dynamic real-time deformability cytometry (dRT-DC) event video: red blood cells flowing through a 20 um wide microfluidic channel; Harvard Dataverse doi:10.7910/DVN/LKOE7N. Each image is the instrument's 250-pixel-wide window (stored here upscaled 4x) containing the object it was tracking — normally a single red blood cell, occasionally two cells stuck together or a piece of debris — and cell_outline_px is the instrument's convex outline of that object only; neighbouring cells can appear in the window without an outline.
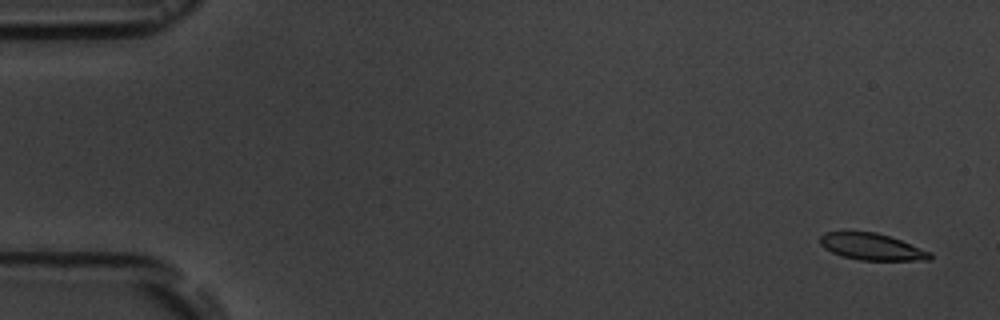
{"species": "common noctule bat (a hibernating species)", "species_latin": "Nyctalus noctula", "temperature_condition": "room temperature", "stored_images_in_passage": 6, "camera_frame_rate_fps": 3000, "um_per_image_px": 0.085, "animal": {"sex": "male", "body_mass_g": 19.5, "forearm_length_mm": 54.6}, "frame": {"image": 1, "passage_image": 1, "time_ms": 0.0, "image_size_px": [1000, 320], "cell_outline_px": [[932, 260], [860, 260], [844, 256], [832, 252], [824, 248], [820, 244], [820, 236], [824, 232], [876, 232], [900, 240], [932, 252]], "centroid_in_image_um": [74.11, 20.98], "position_along_channel_um": 10.9, "area_um2": 16.94}}
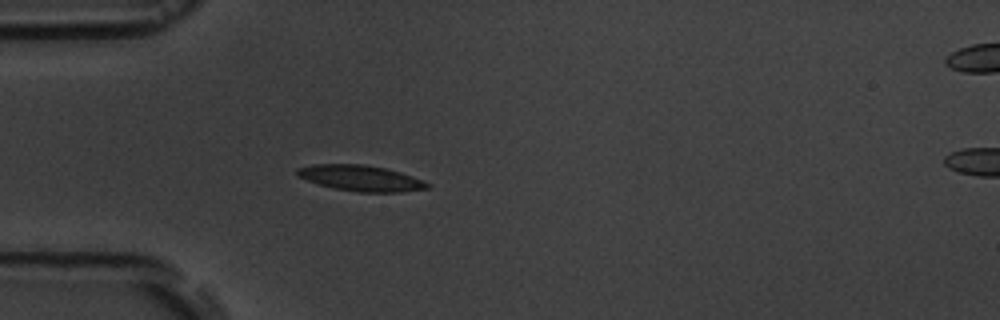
{"frame": {"image": 2, "passage_image": 5, "time_ms": 4.667, "image_size_px": [1000, 320], "cell_outline_px": [[432, 184], [428, 188], [400, 192], [360, 192], [336, 188], [316, 184], [296, 176], [296, 168], [312, 164], [364, 164], [384, 168], [400, 172], [412, 176]], "centroid_in_image_um": [30.63, 15.13], "position_along_channel_um": 54.4, "area_um2": 19.59}}